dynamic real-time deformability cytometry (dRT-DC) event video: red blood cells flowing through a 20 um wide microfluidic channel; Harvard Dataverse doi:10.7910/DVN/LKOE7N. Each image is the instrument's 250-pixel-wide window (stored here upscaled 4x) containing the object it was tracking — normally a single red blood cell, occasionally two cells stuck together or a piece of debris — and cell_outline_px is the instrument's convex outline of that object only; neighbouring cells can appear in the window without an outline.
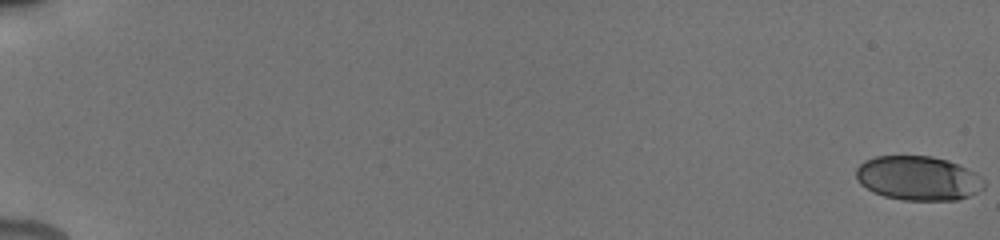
{"species": "human", "species_latin": "Homo sapiens", "temperature_condition": "cold", "stored_images_in_passage": 47, "camera_frame_rate_fps": 3000, "um_per_image_px": 0.085, "donor": {"sex": "male"}, "frame": {"image": 1, "passage_image": 1, "time_ms": 0.0, "image_size_px": [1000, 240], "cell_outline_px": [[984, 188], [968, 196], [956, 200], [904, 200], [884, 196], [872, 192], [860, 184], [856, 176], [856, 168], [864, 160], [876, 156], [932, 156], [948, 160], [980, 176], [984, 180]], "centroid_in_image_um": [78.0, 15.15], "position_along_channel_um": 7.0, "area_um2": 32.89}}
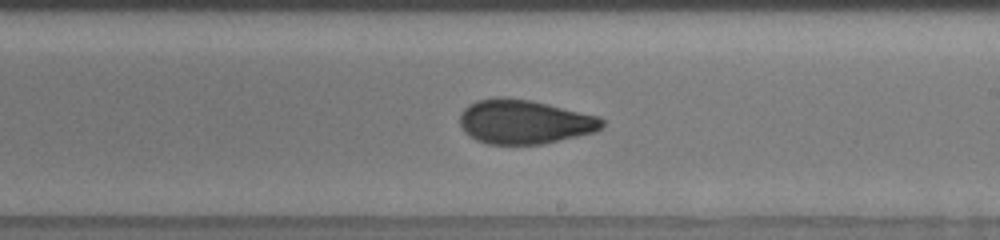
{"frame": {"image": 2, "passage_image": 31, "time_ms": 11.667, "image_size_px": [1000, 240], "cell_outline_px": [[604, 128], [596, 132], [544, 144], [488, 144], [476, 140], [464, 132], [460, 124], [460, 112], [468, 104], [476, 100], [496, 96], [504, 96], [532, 100], [600, 116], [604, 120]], "centroid_in_image_um": [44.59, 10.34], "position_along_channel_um": 244.4, "area_um2": 37.28}}
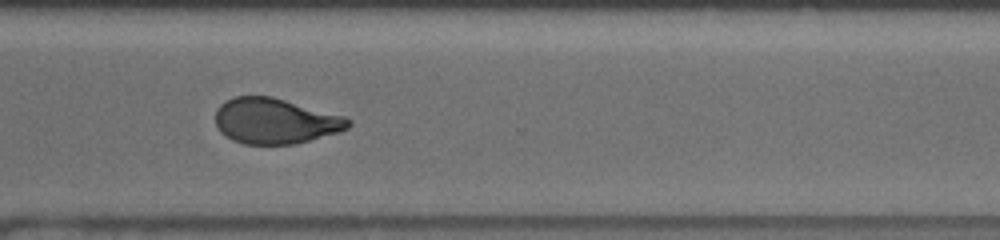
{"frame": {"image": 3, "passage_image": 36, "time_ms": 14.333, "image_size_px": [1000, 240], "cell_outline_px": [[352, 124], [348, 128], [340, 132], [296, 144], [244, 144], [232, 140], [224, 136], [220, 132], [216, 124], [216, 108], [224, 100], [236, 96], [272, 96], [344, 116], [352, 120]], "centroid_in_image_um": [23.39, 10.29], "position_along_channel_um": 347.2, "area_um2": 35.55}, "authors_computed_cell_mechanics": {"area_um2": 34.7956, "velocity_mm_per_s": 3.859, "shape_relaxation_time_tau1_ms": 3.9199, "shape_relaxation_time_tau2_ms": 1.6748, "deformation_change_tau1": 0.1439, "deformation_change_tau2": 0.0706}}